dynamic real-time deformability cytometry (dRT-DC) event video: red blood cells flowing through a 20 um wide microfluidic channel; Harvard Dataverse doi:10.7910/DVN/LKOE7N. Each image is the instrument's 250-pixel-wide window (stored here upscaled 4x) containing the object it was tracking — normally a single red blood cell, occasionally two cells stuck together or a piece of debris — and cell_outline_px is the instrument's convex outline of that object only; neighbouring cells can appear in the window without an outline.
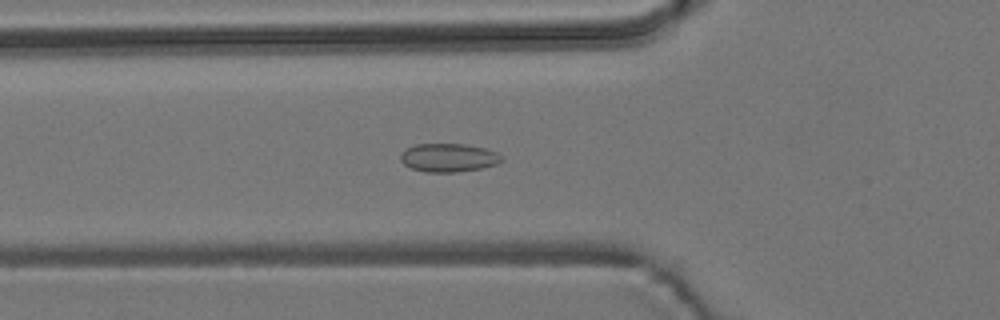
{"species": "common noctule bat (a hibernating species)", "species_latin": "Nyctalus noctula", "temperature_condition": "room temperature", "stored_images_in_passage": 39, "camera_frame_rate_fps": 3000, "um_per_image_px": 0.085, "animal": {"sex": "male", "body_mass_g": 19.2, "forearm_length_mm": 51.8}, "frame": {"image": 1, "passage_image": 7, "time_ms": 2.0, "image_size_px": [1000, 320], "cell_outline_px": [[504, 160], [496, 164], [484, 168], [456, 172], [424, 172], [412, 168], [404, 164], [400, 160], [400, 152], [416, 144], [464, 144], [484, 148], [496, 152]], "centroid_in_image_um": [38.11, 13.41], "position_along_channel_um": 87.7, "area_um2": 16.76}}
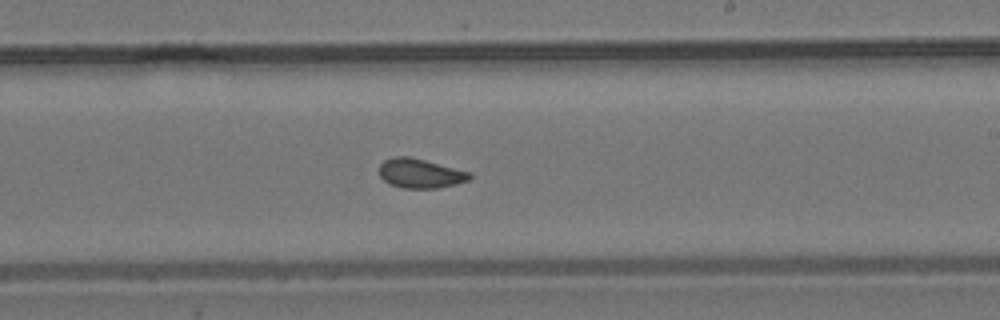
{"frame": {"image": 2, "passage_image": 20, "time_ms": 6.333, "image_size_px": [1000, 320], "cell_outline_px": [[472, 176], [468, 180], [456, 184], [436, 188], [404, 188], [388, 184], [380, 176], [380, 164], [384, 160], [392, 156], [408, 156], [472, 172]], "centroid_in_image_um": [35.71, 14.73], "position_along_channel_um": 253.3, "area_um2": 15.49}}
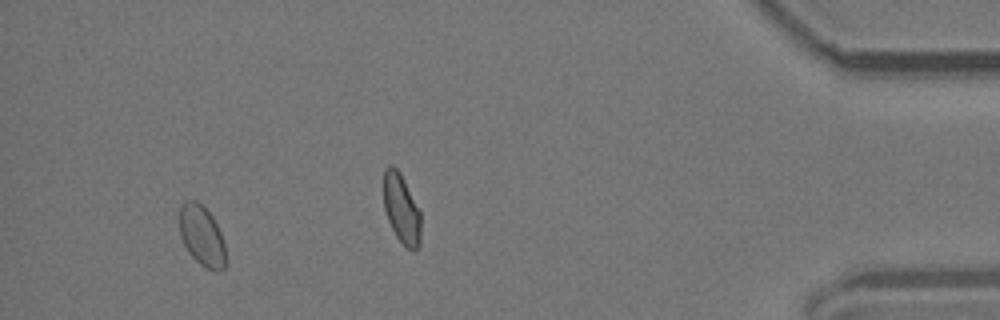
{"frame": {"image": 3, "passage_image": 35, "time_ms": 11.333, "image_size_px": [1000, 320], "cell_outline_px": [[224, 268], [220, 272], [216, 272], [200, 264], [188, 252], [180, 236], [180, 208], [188, 200], [196, 200], [212, 216], [220, 232], [224, 244]], "centroid_in_image_um": [17.15, 20.06], "position_along_channel_um": 418.1, "area_um2": 15.9}, "authors_computed_cell_mechanics": {"area_um2": 15.7794, "velocity_mm_per_s": 3.8081, "shape_relaxation_time_tau1_ms": null, "shape_relaxation_time_tau2_ms": 1.6226, "deformation_change_tau1": null, "deformation_change_tau2": 0.0627}}